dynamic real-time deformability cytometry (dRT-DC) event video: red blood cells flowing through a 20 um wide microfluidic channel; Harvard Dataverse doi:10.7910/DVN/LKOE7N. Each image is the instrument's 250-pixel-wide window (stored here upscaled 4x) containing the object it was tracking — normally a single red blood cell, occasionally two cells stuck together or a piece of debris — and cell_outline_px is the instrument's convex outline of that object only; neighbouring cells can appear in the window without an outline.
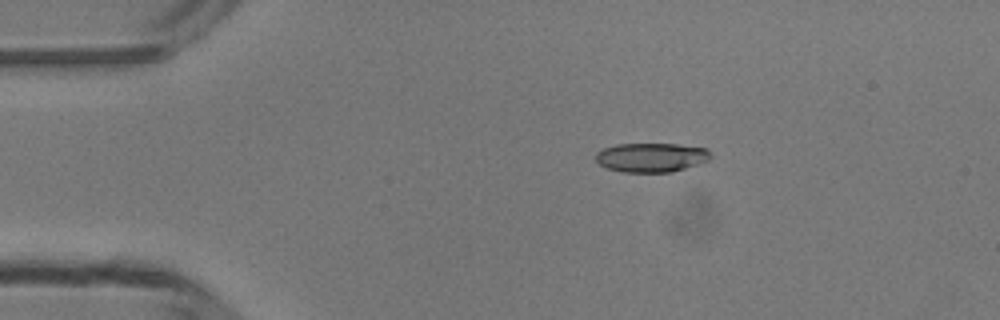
{"species": "common noctule bat (a hibernating species)", "species_latin": "Nyctalus noctula", "temperature_condition": "room temperature", "stored_images_in_passage": 41, "camera_frame_rate_fps": 3000, "um_per_image_px": 0.085, "animal": {"sex": "male", "body_mass_g": 13.3}, "frame": {"image": 1, "passage_image": 1, "time_ms": 0.0, "image_size_px": [1000, 320], "cell_outline_px": [[712, 156], [708, 160], [700, 164], [672, 172], [624, 172], [608, 168], [600, 164], [596, 160], [596, 152], [600, 148], [616, 144], [676, 144], [708, 148]], "centroid_in_image_um": [55.37, 13.37], "position_along_channel_um": 29.6, "area_um2": 19.71}}
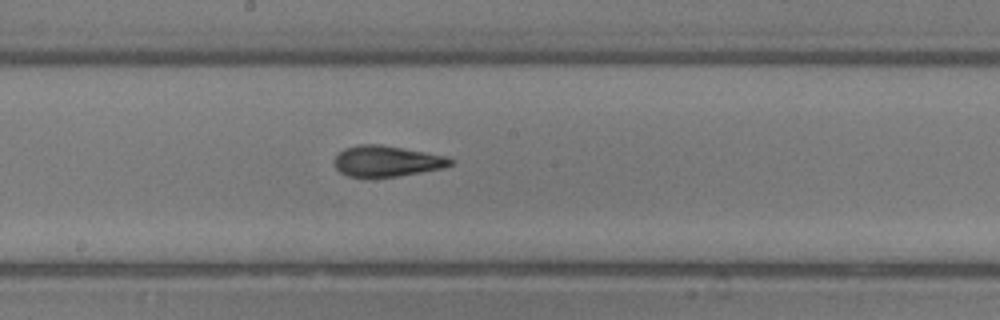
{"frame": {"image": 2, "passage_image": 18, "time_ms": 5.667, "image_size_px": [1000, 320], "cell_outline_px": [[452, 164], [448, 168], [396, 176], [364, 180], [348, 176], [340, 172], [336, 168], [332, 160], [344, 148], [360, 144], [380, 144], [404, 148], [448, 156], [452, 160]], "centroid_in_image_um": [32.85, 13.73], "position_along_channel_um": 215.3, "area_um2": 21.62}}
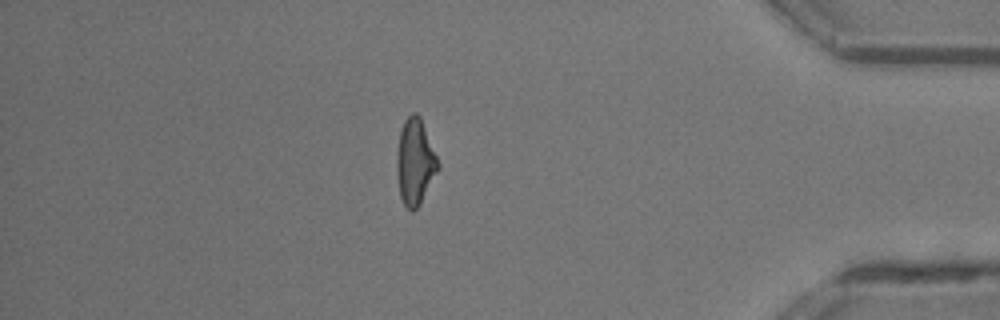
{"frame": {"image": 3, "passage_image": 34, "time_ms": 11.0, "image_size_px": [1000, 320], "cell_outline_px": [[440, 168], [420, 204], [412, 212], [404, 204], [400, 196], [396, 172], [396, 156], [400, 132], [404, 120], [412, 112], [416, 112], [420, 116], [440, 164]], "centroid_in_image_um": [35.28, 13.76], "position_along_channel_um": 399.9, "area_um2": 20.75}, "authors_computed_cell_mechanics": {"area_um2": 20.3456, "velocity_mm_per_s": 4.2277, "shape_relaxation_time_tau1_ms": 4.0148, "shape_relaxation_time_tau2_ms": 1.52, "deformation_change_tau1": 0.1798, "deformation_change_tau2": 0.0932}}